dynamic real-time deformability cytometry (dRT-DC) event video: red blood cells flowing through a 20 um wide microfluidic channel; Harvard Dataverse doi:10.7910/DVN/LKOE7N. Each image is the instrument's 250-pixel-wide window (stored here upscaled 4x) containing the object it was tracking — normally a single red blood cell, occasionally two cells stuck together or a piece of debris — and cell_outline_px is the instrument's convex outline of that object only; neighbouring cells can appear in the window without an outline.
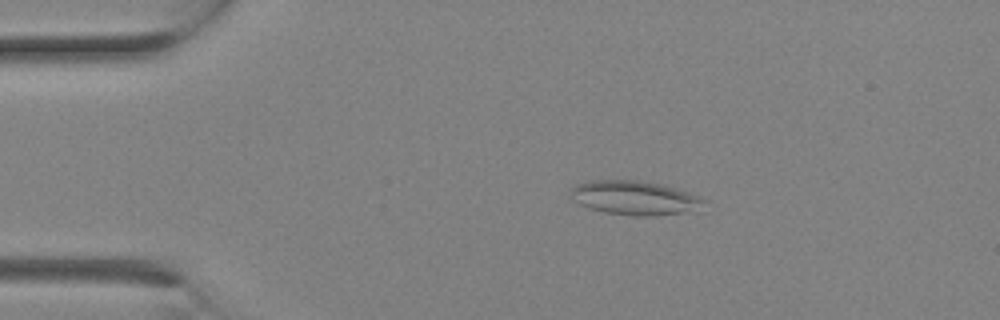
{"species": "Egyptian fruit bat (a non-hibernating species)", "species_latin": "Rousettus aegyptiacus", "temperature_condition": "room temperature", "stored_images_in_passage": 24, "camera_frame_rate_fps": 3000, "um_per_image_px": 0.085, "animal": {"sex": "female"}, "frame": {"image": 1, "passage_image": 4, "time_ms": 1.0, "image_size_px": [1000, 320], "cell_outline_px": [[708, 200], [700, 212], [656, 216], [632, 216], [604, 212], [588, 208], [572, 200], [572, 184], [588, 180], [636, 180], [664, 184], [700, 196]], "centroid_in_image_um": [54.04, 16.83], "position_along_channel_um": 31.0, "area_um2": 27.4}}
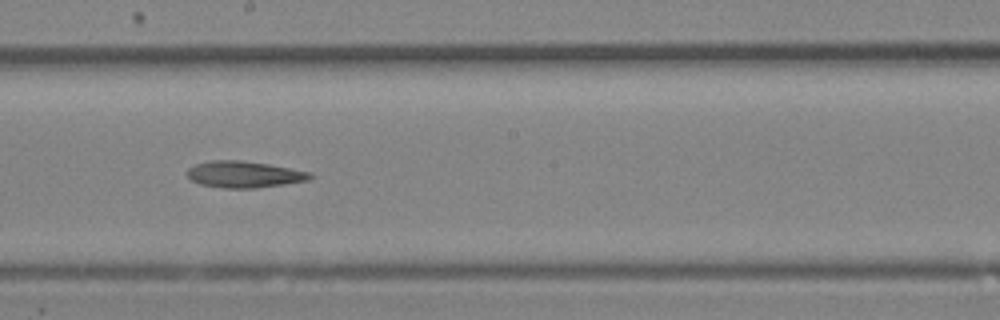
{"frame": {"image": 2, "passage_image": 13, "time_ms": 4.0, "image_size_px": [1000, 320], "cell_outline_px": [[312, 176], [308, 180], [284, 184], [256, 188], [224, 188], [200, 184], [192, 180], [184, 172], [188, 168], [196, 164], [212, 160], [240, 160], [268, 164], [312, 172]], "centroid_in_image_um": [20.73, 14.82], "position_along_channel_um": 227.5, "area_um2": 18.96}}
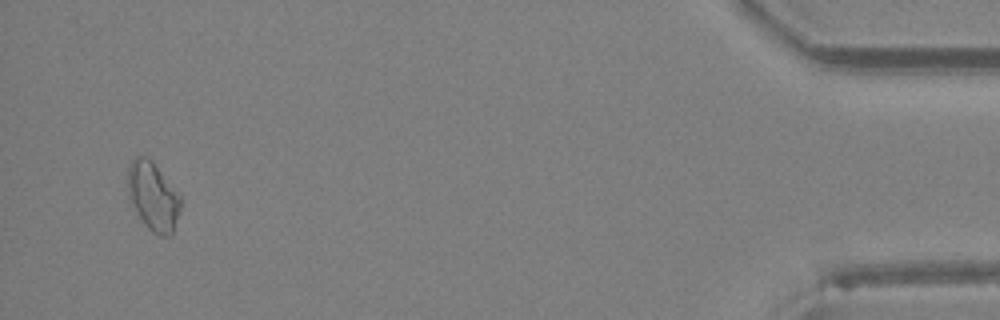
{"frame": {"image": 3, "passage_image": 23, "time_ms": 7.333, "image_size_px": [1000, 320], "cell_outline_px": [[180, 208], [172, 236], [160, 236], [152, 232], [148, 228], [140, 216], [128, 196], [128, 164], [136, 156], [144, 156], [152, 160], [180, 196]], "centroid_in_image_um": [13.01, 16.68], "position_along_channel_um": 422.2, "area_um2": 20.75}}